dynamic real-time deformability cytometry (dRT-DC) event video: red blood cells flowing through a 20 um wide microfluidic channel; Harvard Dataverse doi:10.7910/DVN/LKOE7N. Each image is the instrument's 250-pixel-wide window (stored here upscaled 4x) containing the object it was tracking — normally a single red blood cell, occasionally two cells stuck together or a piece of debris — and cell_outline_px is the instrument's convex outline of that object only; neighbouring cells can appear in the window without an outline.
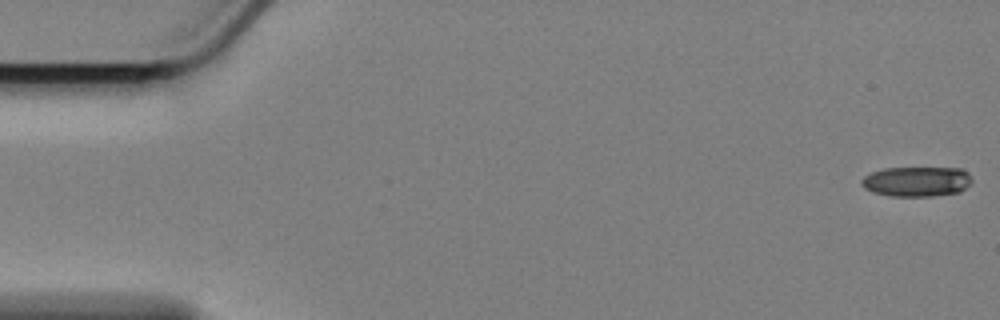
{"species": "Egyptian fruit bat (a non-hibernating species)", "species_latin": "Rousettus aegyptiacus", "temperature_condition": "cold", "stored_images_in_passage": 58, "camera_frame_rate_fps": 3000, "um_per_image_px": 0.085, "animal": {"sex": "female"}, "frame": {"image": 1, "passage_image": 1, "time_ms": 0.0, "image_size_px": [1000, 320], "cell_outline_px": [[972, 180], [960, 192], [932, 196], [888, 196], [872, 192], [864, 188], [860, 184], [860, 180], [864, 176], [872, 172], [884, 168], [964, 168], [972, 176]], "centroid_in_image_um": [77.9, 15.42], "position_along_channel_um": 7.1, "area_um2": 19.48}}
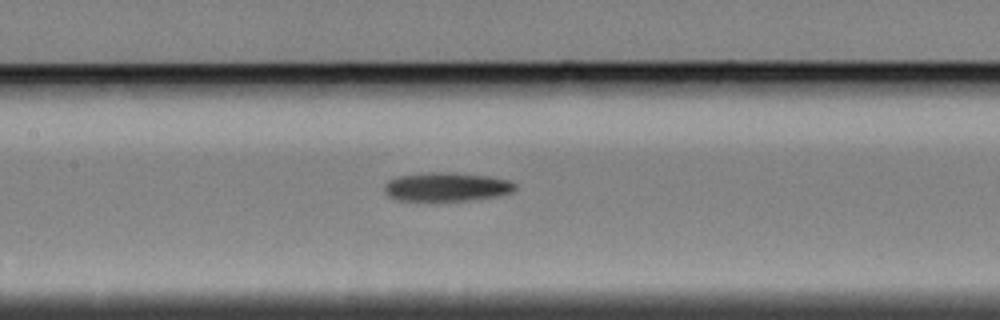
{"frame": {"image": 2, "passage_image": 27, "time_ms": 8.667, "image_size_px": [1000, 320], "cell_outline_px": [[516, 188], [512, 192], [496, 196], [468, 200], [396, 200], [388, 196], [384, 192], [384, 184], [388, 180], [396, 176], [428, 172], [452, 172], [492, 176], [512, 180], [516, 184]], "centroid_in_image_um": [37.96, 15.86], "position_along_channel_um": 169.4, "area_um2": 22.2}}
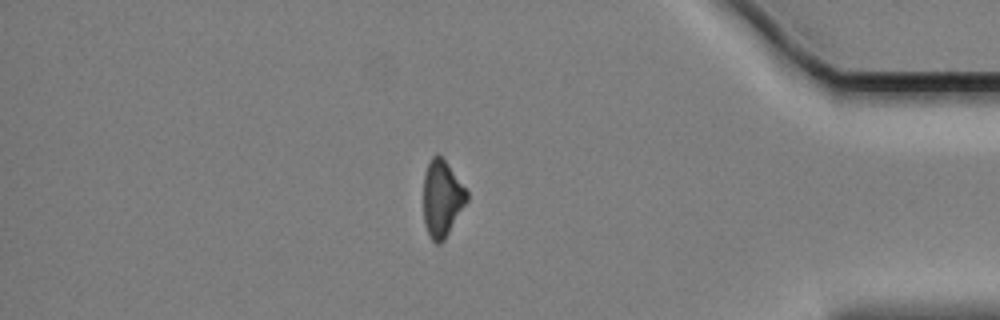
{"frame": {"image": 3, "passage_image": 50, "time_ms": 16.333, "image_size_px": [1000, 320], "cell_outline_px": [[468, 200], [444, 240], [440, 244], [436, 244], [432, 240], [424, 224], [424, 176], [428, 164], [432, 156], [436, 152], [444, 160], [468, 192]], "centroid_in_image_um": [37.56, 16.89], "position_along_channel_um": 397.6, "area_um2": 19.07}, "authors_computed_cell_mechanics": {"area_um2": 21.3282, "velocity_mm_per_s": 3.41, "shape_relaxation_time_tau1_ms": 7.8825, "shape_relaxation_time_tau2_ms": null, "deformation_change_tau1": 0.1874, "deformation_change_tau2": null}}